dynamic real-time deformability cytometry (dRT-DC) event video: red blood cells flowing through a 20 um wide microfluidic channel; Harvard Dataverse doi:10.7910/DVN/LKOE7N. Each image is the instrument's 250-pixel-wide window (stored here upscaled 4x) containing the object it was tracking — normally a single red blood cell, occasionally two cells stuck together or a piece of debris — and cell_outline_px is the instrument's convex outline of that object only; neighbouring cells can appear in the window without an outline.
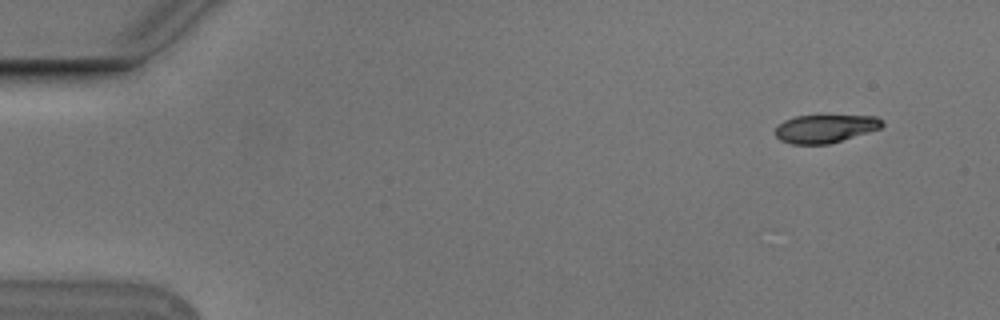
{"species": "Egyptian fruit bat (a non-hibernating species)", "species_latin": "Rousettus aegyptiacus", "temperature_condition": "cold", "stored_images_in_passage": 5, "camera_frame_rate_fps": 3000, "um_per_image_px": 0.085, "animal": {"sex": "male"}, "frame": {"image": 1, "passage_image": 1, "time_ms": 0.0, "image_size_px": [1000, 320], "cell_outline_px": [[884, 124], [880, 128], [828, 144], [792, 144], [780, 140], [776, 136], [776, 128], [784, 120], [796, 116], [816, 112], [876, 116], [884, 120]], "centroid_in_image_um": [70.16, 10.85], "position_along_channel_um": 14.8, "area_um2": 18.38}}